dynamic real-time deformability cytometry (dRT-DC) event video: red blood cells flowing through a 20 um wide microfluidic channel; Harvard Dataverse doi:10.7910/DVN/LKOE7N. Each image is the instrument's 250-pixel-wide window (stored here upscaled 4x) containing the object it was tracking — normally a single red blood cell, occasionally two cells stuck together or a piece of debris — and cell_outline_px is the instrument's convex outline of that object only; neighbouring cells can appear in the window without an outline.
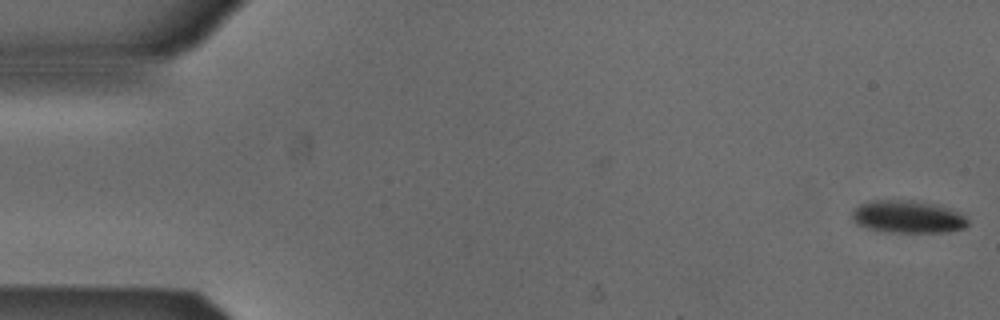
{"species": "Egyptian fruit bat (a non-hibernating species)", "species_latin": "Rousettus aegyptiacus", "temperature_condition": "cold", "stored_images_in_passage": 54, "camera_frame_rate_fps": 3000, "um_per_image_px": 0.085, "animal": {"sex": "male"}, "frame": {"image": 1, "passage_image": 1, "time_ms": 0.0, "image_size_px": [1000, 320], "cell_outline_px": [[968, 224], [964, 228], [948, 232], [884, 232], [868, 228], [856, 224], [852, 220], [852, 212], [860, 204], [872, 200], [912, 200], [932, 204], [948, 208], [964, 216], [968, 220]], "centroid_in_image_um": [77.13, 18.44], "position_along_channel_um": 7.9, "area_um2": 21.85}}
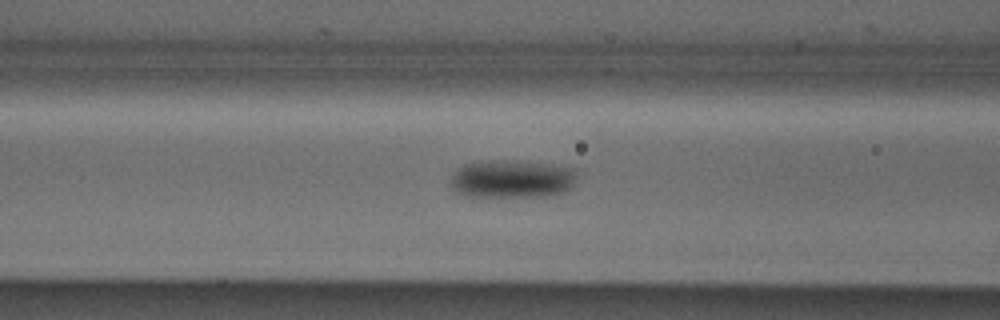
{"frame": {"image": 2, "passage_image": 21, "time_ms": 6.667, "image_size_px": [1000, 320], "cell_outline_px": [[576, 176], [572, 184], [564, 192], [548, 196], [464, 196], [452, 192], [452, 172], [464, 164], [480, 160], [528, 160], [576, 168]], "centroid_in_image_um": [43.49, 15.18], "position_along_channel_um": 123.1, "area_um2": 28.61}}
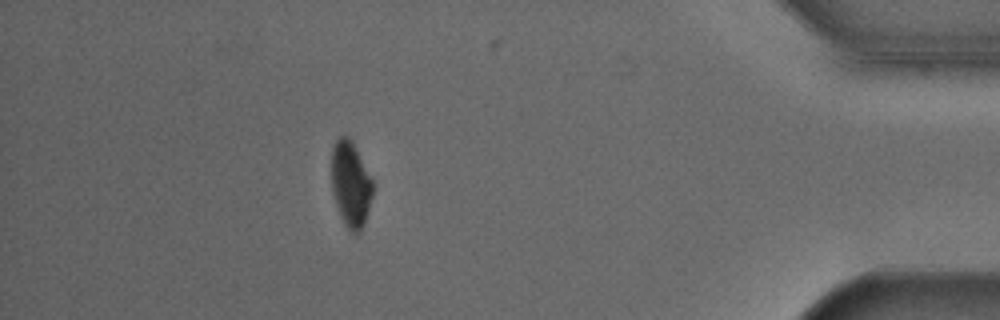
{"frame": {"image": 3, "passage_image": 47, "time_ms": 15.333, "image_size_px": [1000, 320], "cell_outline_px": [[372, 196], [364, 224], [360, 232], [356, 236], [344, 224], [340, 216], [332, 192], [332, 148], [336, 140], [340, 136], [348, 136], [352, 140], [372, 180]], "centroid_in_image_um": [29.8, 15.67], "position_along_channel_um": 405.4, "area_um2": 20.46}}